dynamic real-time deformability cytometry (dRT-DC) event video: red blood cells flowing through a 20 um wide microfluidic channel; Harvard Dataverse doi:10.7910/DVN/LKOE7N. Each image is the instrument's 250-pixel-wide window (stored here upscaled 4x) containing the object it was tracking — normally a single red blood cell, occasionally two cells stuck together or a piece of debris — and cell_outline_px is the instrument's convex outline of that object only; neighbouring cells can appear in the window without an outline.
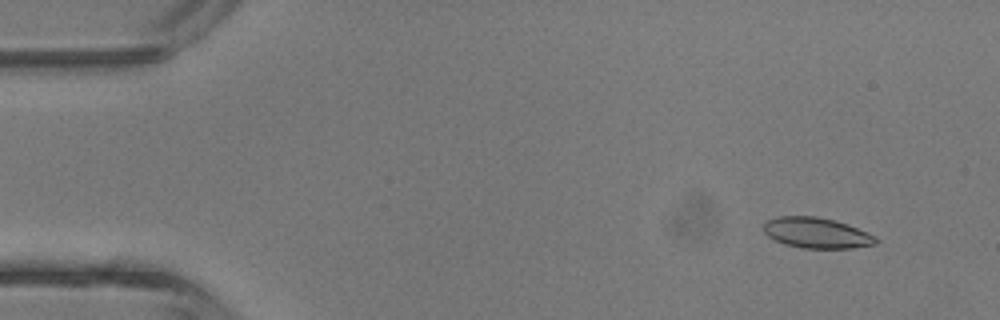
{"species": "common noctule bat (a hibernating species)", "species_latin": "Nyctalus noctula", "temperature_condition": "room temperature", "stored_images_in_passage": 6, "camera_frame_rate_fps": 3000, "um_per_image_px": 0.085, "animal": {"sex": "male", "body_mass_g": 13.3}, "frame": {"image": 1, "passage_image": 2, "time_ms": 1.0, "image_size_px": [1000, 320], "cell_outline_px": [[880, 240], [876, 244], [852, 248], [804, 248], [784, 244], [768, 236], [764, 232], [764, 224], [768, 220], [780, 216], [816, 216], [836, 220], [848, 224], [876, 236]], "centroid_in_image_um": [69.45, 19.79], "position_along_channel_um": 15.6, "area_um2": 20.06}}
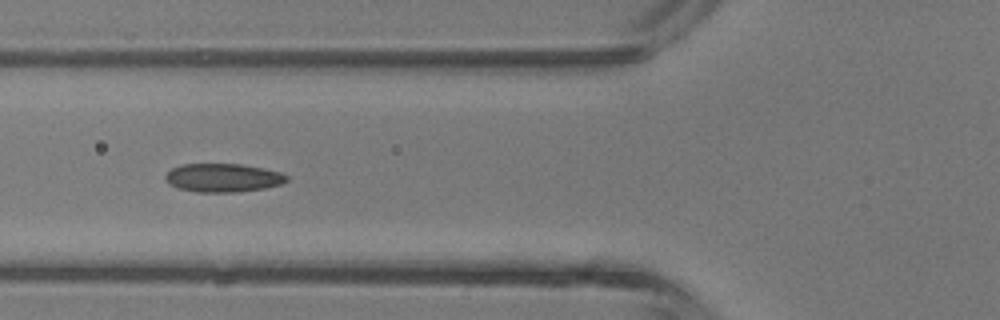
{"frame": {"image": 2, "passage_image": 5, "time_ms": 5.333, "image_size_px": [1000, 320], "cell_outline_px": [[288, 180], [280, 184], [264, 188], [236, 192], [196, 192], [180, 188], [168, 184], [164, 180], [164, 176], [172, 168], [184, 164], [240, 164], [264, 168], [280, 172], [288, 176]], "centroid_in_image_um": [18.94, 15.11], "position_along_channel_um": 106.9, "area_um2": 20.11}}
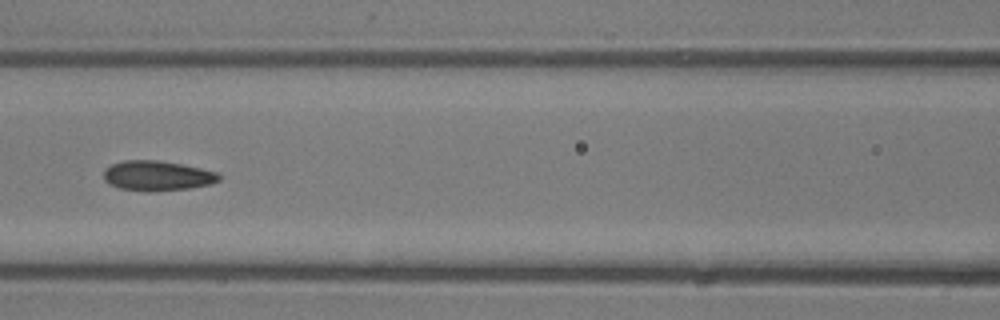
{"frame": {"image": 3, "passage_image": 6, "time_ms": 6.333, "image_size_px": [1000, 320], "cell_outline_px": [[224, 176], [220, 180], [212, 184], [192, 188], [152, 192], [148, 192], [120, 188], [108, 184], [104, 180], [104, 168], [112, 164], [124, 160], [156, 160], [180, 164], [220, 172]], "centroid_in_image_um": [13.41, 14.95], "position_along_channel_um": 153.2, "area_um2": 20.52}}